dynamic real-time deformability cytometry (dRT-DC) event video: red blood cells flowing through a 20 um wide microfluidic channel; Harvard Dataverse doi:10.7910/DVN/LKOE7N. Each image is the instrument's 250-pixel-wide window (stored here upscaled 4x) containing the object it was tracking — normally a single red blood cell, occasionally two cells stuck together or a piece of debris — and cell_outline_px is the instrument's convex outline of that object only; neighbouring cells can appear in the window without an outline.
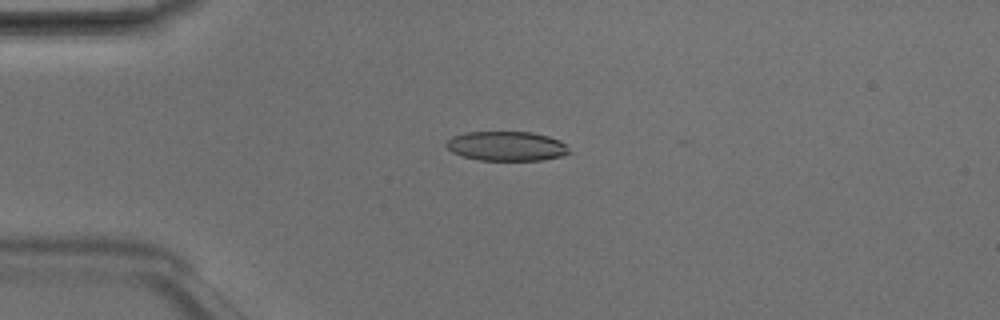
{"species": "Egyptian fruit bat (a non-hibernating species)", "species_latin": "Rousettus aegyptiacus", "temperature_condition": "room temperature", "stored_images_in_passage": 6, "camera_frame_rate_fps": 3000, "um_per_image_px": 0.085, "animal": {"sex": "male"}, "frame": {"image": 1, "passage_image": 3, "time_ms": 0.667, "image_size_px": [1000, 320], "cell_outline_px": [[572, 152], [564, 156], [540, 160], [476, 160], [452, 152], [444, 144], [452, 136], [464, 132], [532, 132], [548, 136], [560, 140], [568, 144]], "centroid_in_image_um": [43.1, 12.42], "position_along_channel_um": 41.9, "area_um2": 21.39}}